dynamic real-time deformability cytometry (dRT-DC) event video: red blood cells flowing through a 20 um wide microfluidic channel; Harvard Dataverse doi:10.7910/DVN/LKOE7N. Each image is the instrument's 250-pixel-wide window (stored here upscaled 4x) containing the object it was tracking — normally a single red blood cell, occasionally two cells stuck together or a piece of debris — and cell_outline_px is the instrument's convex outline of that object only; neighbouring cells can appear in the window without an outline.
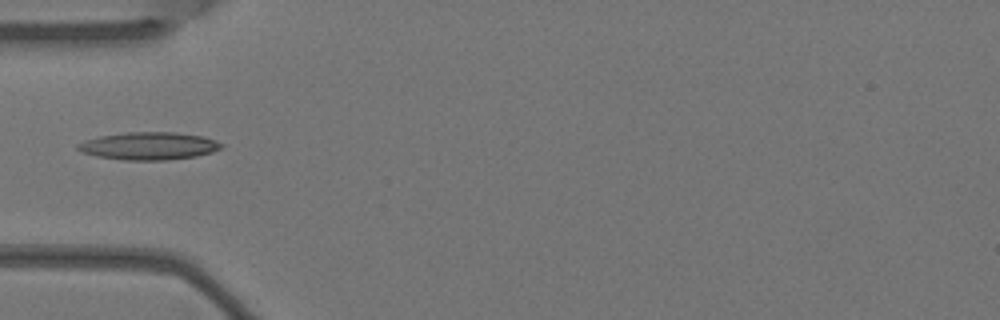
{"species": "Egyptian fruit bat (a non-hibernating species)", "species_latin": "Rousettus aegyptiacus", "temperature_condition": "warm", "stored_images_in_passage": 5, "camera_frame_rate_fps": 3000, "um_per_image_px": 0.085, "animal": {"sex": "female"}, "frame": {"image": 1, "passage_image": 5, "time_ms": 1.333, "image_size_px": [1000, 320], "cell_outline_px": [[224, 144], [220, 148], [212, 152], [196, 156], [168, 160], [120, 160], [96, 156], [80, 152], [76, 148], [76, 144], [84, 140], [100, 136], [128, 132], [176, 132], [204, 136], [216, 140]], "centroid_in_image_um": [12.63, 12.4], "position_along_channel_um": 72.4, "area_um2": 23.35}}